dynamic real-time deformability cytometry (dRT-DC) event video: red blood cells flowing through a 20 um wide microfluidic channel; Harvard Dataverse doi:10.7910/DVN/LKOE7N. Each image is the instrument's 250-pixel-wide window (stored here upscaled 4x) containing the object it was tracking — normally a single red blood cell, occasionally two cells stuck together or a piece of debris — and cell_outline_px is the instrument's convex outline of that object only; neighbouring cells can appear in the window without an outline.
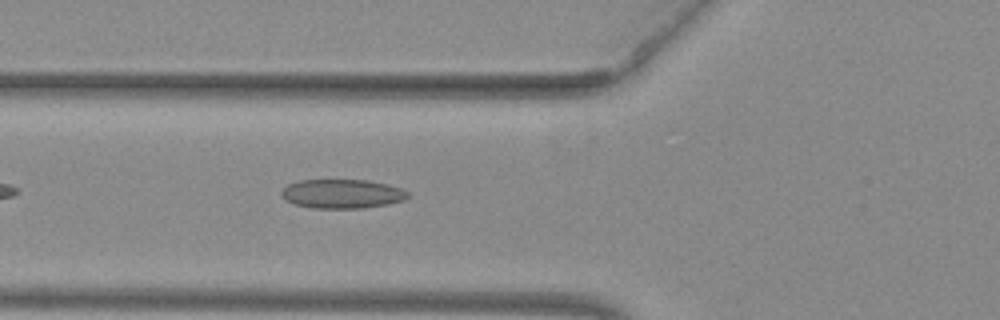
{"species": "common noctule bat (a hibernating species)", "species_latin": "Nyctalus noctula", "temperature_condition": "warm", "stored_images_in_passage": 24, "camera_frame_rate_fps": 3000, "um_per_image_px": 0.085, "animal": {"sex": "female", "body_mass_g": 29.2, "forearm_length_mm": 56.3}, "frame": {"image": 1, "passage_image": 4, "time_ms": 1.0, "image_size_px": [1000, 320], "cell_outline_px": [[408, 196], [404, 200], [388, 204], [360, 208], [312, 208], [292, 204], [284, 200], [280, 192], [288, 184], [300, 180], [368, 180], [388, 184], [400, 188], [408, 192]], "centroid_in_image_um": [29.05, 16.47], "position_along_channel_um": 96.8, "area_um2": 21.5}}
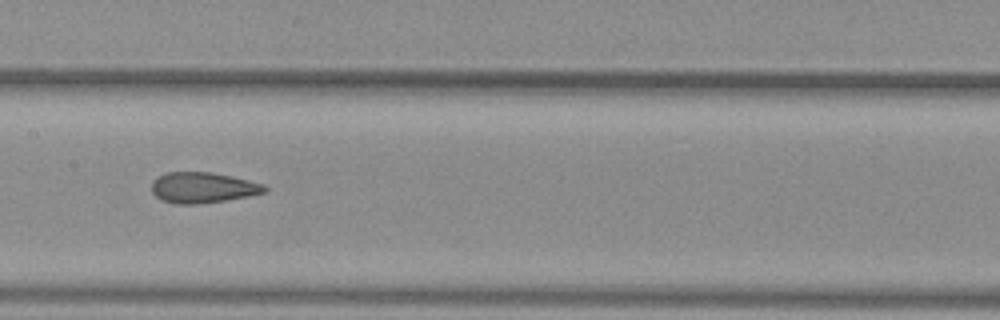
{"frame": {"image": 2, "passage_image": 11, "time_ms": 3.333, "image_size_px": [1000, 320], "cell_outline_px": [[268, 188], [264, 192], [248, 196], [224, 200], [196, 204], [176, 204], [160, 200], [152, 192], [152, 180], [156, 176], [168, 172], [212, 172], [232, 176], [264, 184]], "centroid_in_image_um": [17.2, 15.94], "position_along_channel_um": 190.2, "area_um2": 20.23}}
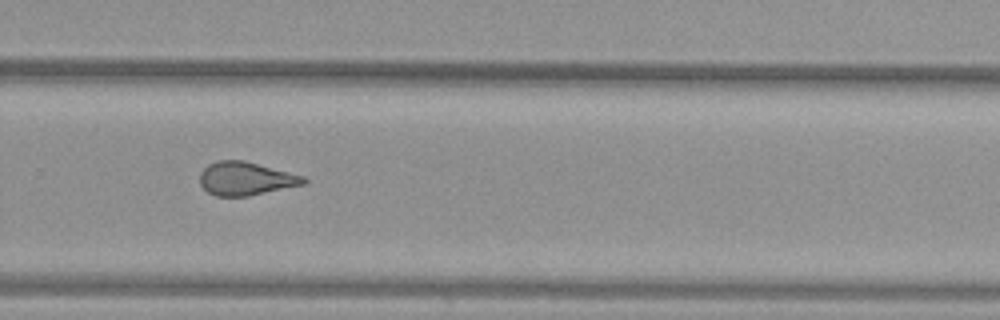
{"frame": {"image": 3, "passage_image": 20, "time_ms": 6.333, "image_size_px": [1000, 320], "cell_outline_px": [[308, 180], [304, 184], [248, 196], [216, 196], [208, 192], [200, 184], [200, 172], [208, 164], [220, 160], [244, 160], [304, 176]], "centroid_in_image_um": [20.87, 15.18], "position_along_channel_um": 308.9, "area_um2": 20.06}, "authors_computed_cell_mechanics": {"area_um2": 20.23, "velocity_mm_per_s": 3.9672, "shape_relaxation_time_tau1_ms": null, "shape_relaxation_time_tau2_ms": 2.2335, "deformation_change_tau1": null, "deformation_change_tau2": 0.1042}}